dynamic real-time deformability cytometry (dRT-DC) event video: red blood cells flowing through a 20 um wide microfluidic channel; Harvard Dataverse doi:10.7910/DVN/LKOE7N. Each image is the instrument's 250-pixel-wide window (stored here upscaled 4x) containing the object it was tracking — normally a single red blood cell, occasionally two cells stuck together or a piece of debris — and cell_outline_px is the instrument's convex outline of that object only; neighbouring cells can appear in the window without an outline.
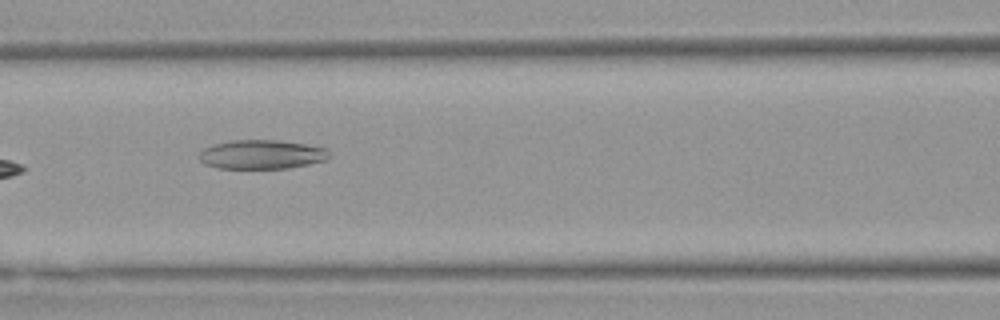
{"species": "Egyptian fruit bat (a non-hibernating species)", "species_latin": "Rousettus aegyptiacus", "temperature_condition": "warm", "stored_images_in_passage": 8, "camera_frame_rate_fps": 3000, "um_per_image_px": 0.085, "animal": {"sex": "female"}, "frame": {"image": 1, "passage_image": 6, "time_ms": 1.667, "image_size_px": [1000, 320], "cell_outline_px": [[332, 156], [324, 160], [308, 164], [288, 168], [220, 168], [204, 164], [196, 156], [204, 148], [212, 144], [228, 140], [276, 140], [304, 144], [324, 148]], "centroid_in_image_um": [22.18, 13.12], "position_along_channel_um": 144.4, "area_um2": 22.02}}
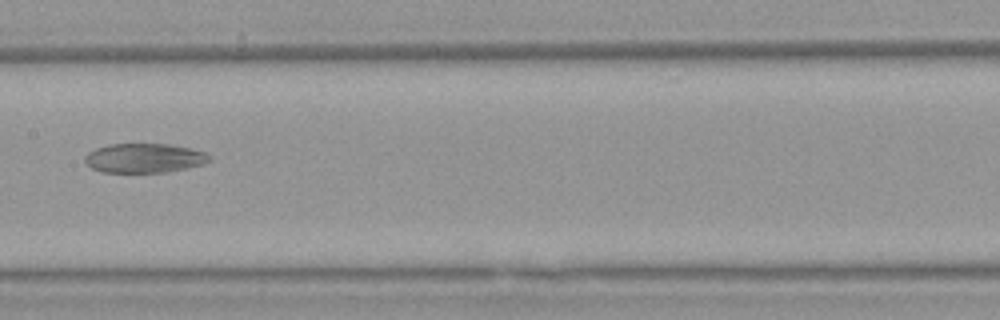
{"frame": {"image": 2, "passage_image": 7, "time_ms": 2.0, "image_size_px": [1000, 320], "cell_outline_px": [[212, 160], [204, 164], [188, 168], [164, 172], [104, 172], [92, 168], [84, 160], [84, 156], [88, 152], [96, 148], [108, 144], [168, 144], [192, 148], [204, 152], [212, 156]], "centroid_in_image_um": [12.3, 13.43], "position_along_channel_um": 195.1, "area_um2": 21.39}}
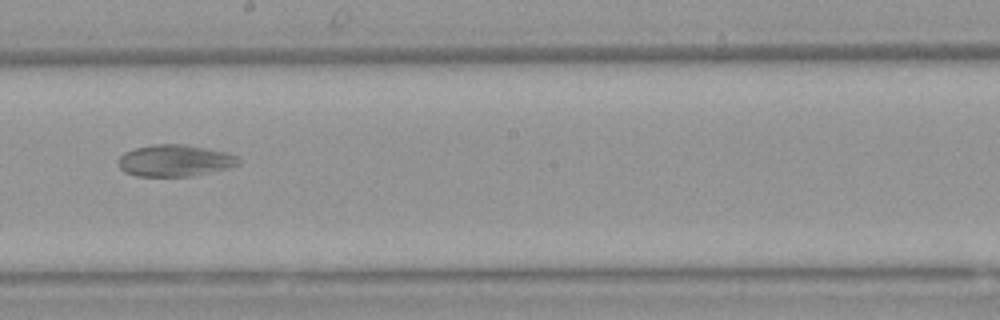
{"frame": {"image": 3, "passage_image": 8, "time_ms": 2.333, "image_size_px": [1000, 320], "cell_outline_px": [[240, 164], [228, 168], [188, 176], [136, 176], [124, 172], [120, 168], [116, 160], [124, 152], [132, 148], [152, 144], [184, 144], [224, 152], [236, 156], [240, 160]], "centroid_in_image_um": [14.78, 13.64], "position_along_channel_um": 233.4, "area_um2": 22.2}}